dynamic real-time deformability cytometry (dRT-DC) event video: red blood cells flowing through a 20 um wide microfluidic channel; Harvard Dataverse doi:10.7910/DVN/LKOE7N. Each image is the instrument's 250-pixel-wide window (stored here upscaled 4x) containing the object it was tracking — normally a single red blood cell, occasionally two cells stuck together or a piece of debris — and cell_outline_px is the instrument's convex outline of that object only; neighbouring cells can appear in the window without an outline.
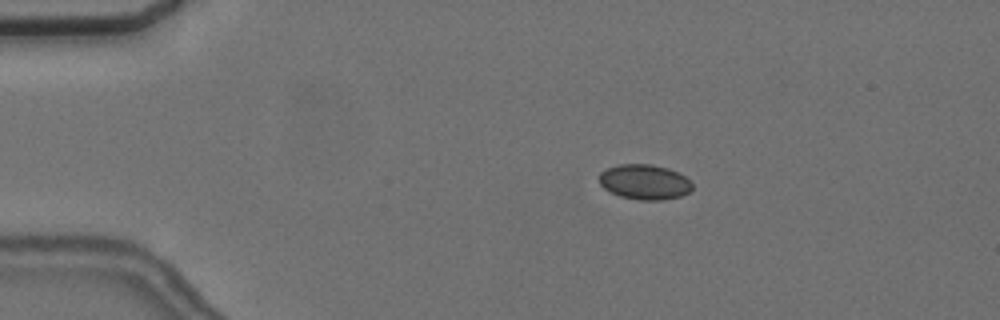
{"species": "common noctule bat (a hibernating species)", "species_latin": "Nyctalus noctula", "temperature_condition": "cold", "stored_images_in_passage": 8, "camera_frame_rate_fps": 3000, "um_per_image_px": 0.085, "animal": {"sex": "female", "body_mass_g": 24.6, "forearm_length_mm": 56.2}, "frame": {"image": 1, "passage_image": 3, "time_ms": 2.333, "image_size_px": [1000, 320], "cell_outline_px": [[692, 188], [688, 192], [680, 196], [660, 200], [640, 200], [620, 196], [604, 188], [600, 184], [600, 172], [608, 168], [620, 164], [652, 164], [668, 168], [684, 176], [692, 184]], "centroid_in_image_um": [54.78, 15.46], "position_along_channel_um": 30.2, "area_um2": 18.79}}
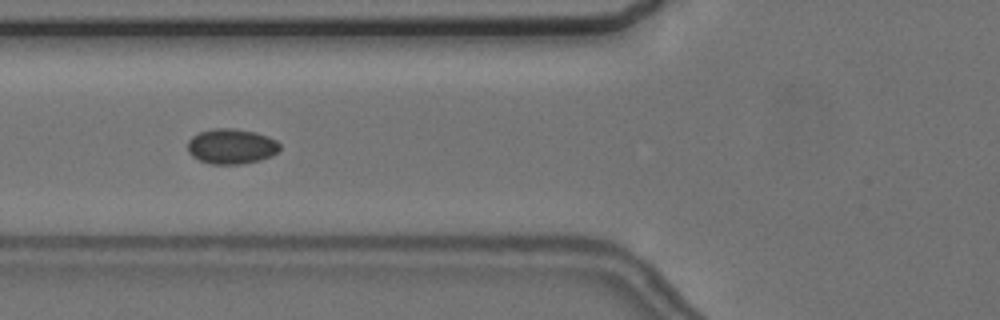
{"frame": {"image": 2, "passage_image": 6, "time_ms": 6.0, "image_size_px": [1000, 320], "cell_outline_px": [[280, 148], [272, 156], [260, 160], [240, 164], [212, 164], [200, 160], [192, 156], [188, 152], [188, 140], [192, 136], [200, 132], [216, 128], [232, 128], [256, 132], [268, 136], [276, 140], [280, 144]], "centroid_in_image_um": [19.68, 12.44], "position_along_channel_um": 106.1, "area_um2": 18.9}}
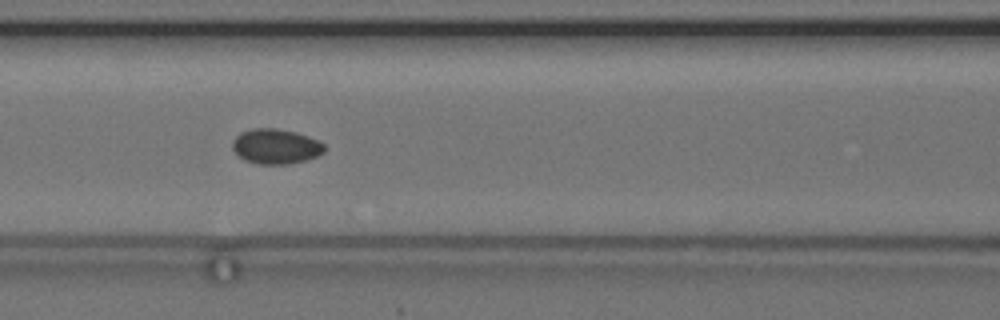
{"frame": {"image": 3, "passage_image": 7, "time_ms": 7.0, "image_size_px": [1000, 320], "cell_outline_px": [[324, 152], [316, 156], [304, 160], [288, 164], [256, 164], [244, 160], [232, 148], [232, 140], [240, 132], [252, 128], [276, 128], [296, 132], [308, 136], [324, 144]], "centroid_in_image_um": [23.4, 12.43], "position_along_channel_um": 143.2, "area_um2": 18.73}}